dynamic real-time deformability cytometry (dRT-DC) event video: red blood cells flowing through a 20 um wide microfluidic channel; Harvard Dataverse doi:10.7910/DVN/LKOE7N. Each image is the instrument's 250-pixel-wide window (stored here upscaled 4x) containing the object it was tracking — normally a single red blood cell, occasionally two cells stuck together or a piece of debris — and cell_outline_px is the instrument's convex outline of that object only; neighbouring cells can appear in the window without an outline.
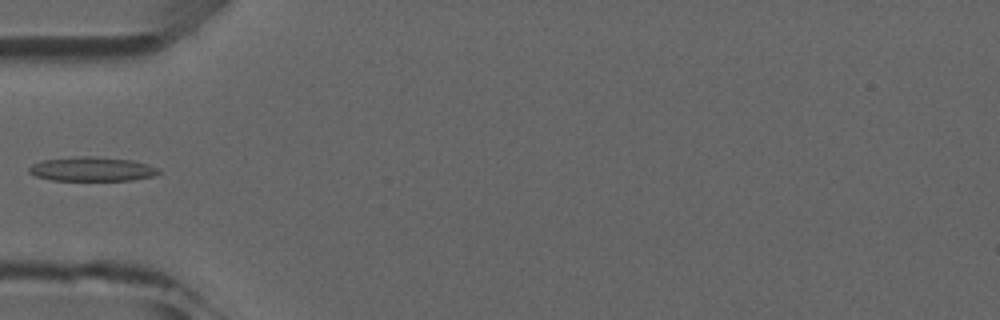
{"species": "common noctule bat (a hibernating species)", "species_latin": "Nyctalus noctula", "temperature_condition": "room temperature", "stored_images_in_passage": 5, "camera_frame_rate_fps": 3000, "um_per_image_px": 0.085, "animal": {"sex": "male", "forearm_length_mm": 52.5}, "frame": {"image": 1, "passage_image": 5, "time_ms": 4.667, "image_size_px": [1000, 320], "cell_outline_px": [[160, 172], [156, 176], [132, 180], [52, 180], [36, 176], [28, 172], [28, 168], [32, 164], [44, 160], [80, 156], [92, 156], [132, 160], [148, 164], [156, 168]], "centroid_in_image_um": [7.83, 14.37], "position_along_channel_um": 77.2, "area_um2": 18.21}}